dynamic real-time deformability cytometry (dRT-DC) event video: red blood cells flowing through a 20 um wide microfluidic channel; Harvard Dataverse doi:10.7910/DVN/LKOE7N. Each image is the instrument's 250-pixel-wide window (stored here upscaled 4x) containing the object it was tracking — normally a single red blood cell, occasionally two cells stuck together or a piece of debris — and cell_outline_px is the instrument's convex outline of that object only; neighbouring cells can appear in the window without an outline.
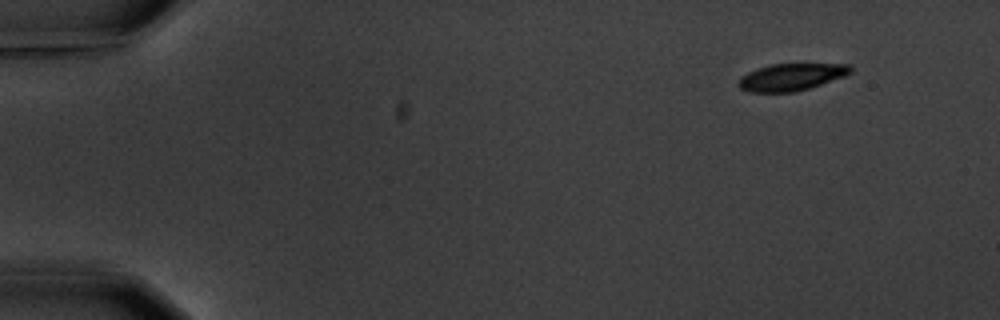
{"species": "common noctule bat (a hibernating species)", "species_latin": "Nyctalus noctula", "temperature_condition": "warm", "stored_images_in_passage": 13, "camera_frame_rate_fps": 3000, "um_per_image_px": 0.085, "animal": {"sex": "male", "body_mass_g": 20.1, "forearm_length_mm": 53.5}, "frame": {"image": 1, "passage_image": 1, "time_ms": 0.0, "image_size_px": [1000, 320], "cell_outline_px": [[852, 72], [844, 76], [796, 92], [748, 92], [740, 88], [736, 84], [740, 76], [756, 68], [768, 64], [848, 64], [852, 68]], "centroid_in_image_um": [67.19, 6.54], "position_along_channel_um": 17.8, "area_um2": 17.74}}
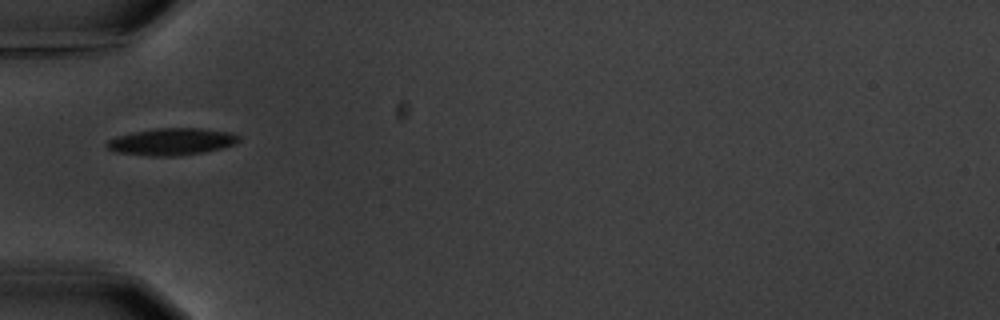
{"frame": {"image": 2, "passage_image": 4, "time_ms": 4.667, "image_size_px": [1000, 320], "cell_outline_px": [[240, 140], [236, 144], [204, 152], [180, 156], [148, 156], [116, 152], [108, 148], [104, 144], [108, 140], [116, 136], [132, 132], [156, 128], [204, 128], [232, 132], [240, 136]], "centroid_in_image_um": [14.6, 12.04], "position_along_channel_um": 70.4, "area_um2": 21.04}}
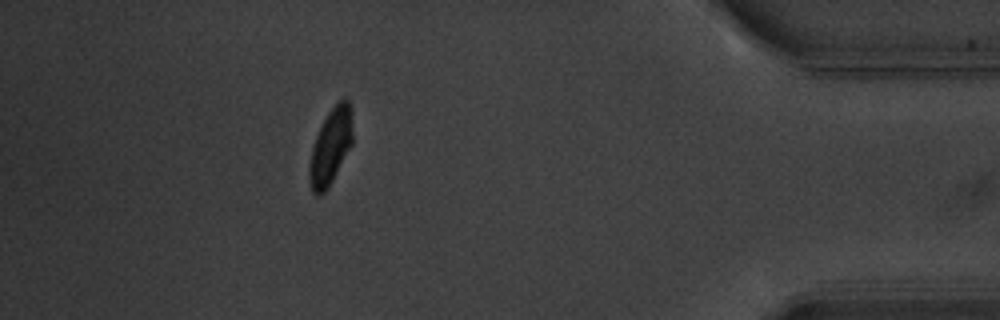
{"frame": {"image": 3, "passage_image": 13, "time_ms": 15.333, "image_size_px": [1000, 320], "cell_outline_px": [[352, 144], [328, 188], [320, 196], [316, 196], [312, 192], [308, 176], [308, 164], [312, 148], [316, 136], [328, 112], [344, 96], [348, 100], [352, 108]], "centroid_in_image_um": [28.1, 12.47], "position_along_channel_um": 407.1, "area_um2": 19.25}, "authors_computed_cell_mechanics": {"area_um2": 19.8254, "velocity_mm_per_s": 3.5623, "shape_relaxation_time_tau1_ms": 3.1038, "shape_relaxation_time_tau2_ms": 3.1833, "deformation_change_tau1": 0.1201, "deformation_change_tau2": 0.0677}}